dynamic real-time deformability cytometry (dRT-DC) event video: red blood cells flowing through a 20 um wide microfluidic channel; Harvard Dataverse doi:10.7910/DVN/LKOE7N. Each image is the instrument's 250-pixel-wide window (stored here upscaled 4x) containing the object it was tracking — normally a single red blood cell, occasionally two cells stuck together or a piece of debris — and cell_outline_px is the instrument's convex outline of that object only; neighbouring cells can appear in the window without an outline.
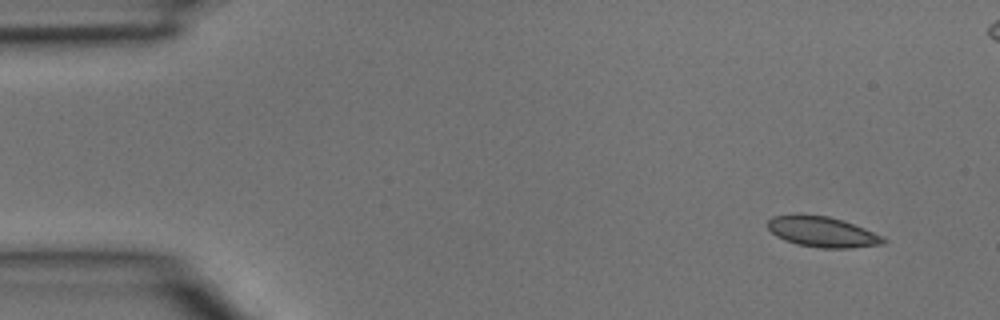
{"species": "common noctule bat (a hibernating species)", "species_latin": "Nyctalus noctula", "temperature_condition": "room temperature", "stored_images_in_passage": 4, "camera_frame_rate_fps": 3000, "um_per_image_px": 0.085, "animal": {"sex": "male", "body_mass_g": 15.6}, "frame": {"image": 1, "passage_image": 1, "time_ms": 0.0, "image_size_px": [1000, 320], "cell_outline_px": [[888, 240], [884, 244], [852, 248], [820, 248], [796, 244], [784, 240], [776, 236], [768, 228], [768, 220], [772, 216], [828, 216], [864, 228], [884, 236]], "centroid_in_image_um": [69.95, 19.75], "position_along_channel_um": 15.0, "area_um2": 20.17}}